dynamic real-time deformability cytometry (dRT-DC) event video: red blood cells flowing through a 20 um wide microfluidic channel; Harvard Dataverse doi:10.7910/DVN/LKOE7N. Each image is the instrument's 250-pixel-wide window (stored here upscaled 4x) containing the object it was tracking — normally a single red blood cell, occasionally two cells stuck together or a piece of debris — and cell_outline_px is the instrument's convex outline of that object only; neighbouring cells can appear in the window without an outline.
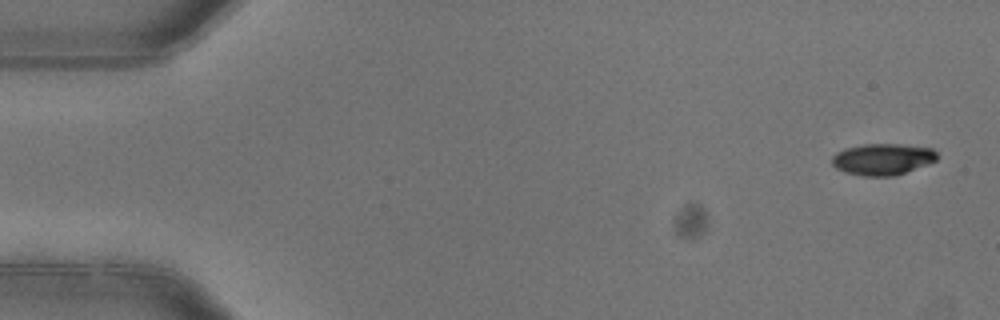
{"species": "common noctule bat (a hibernating species)", "species_latin": "Nyctalus noctula", "temperature_condition": "warm", "stored_images_in_passage": 5, "camera_frame_rate_fps": 3000, "um_per_image_px": 0.085, "animal": {"sex": "female"}, "frame": {"image": 1, "passage_image": 1, "time_ms": 0.0, "image_size_px": [1000, 320], "cell_outline_px": [[936, 160], [904, 172], [892, 176], [864, 176], [844, 172], [836, 168], [832, 164], [832, 156], [836, 152], [844, 148], [864, 144], [900, 144], [932, 148], [936, 152]], "centroid_in_image_um": [74.96, 13.52], "position_along_channel_um": 10.0, "area_um2": 19.07}}
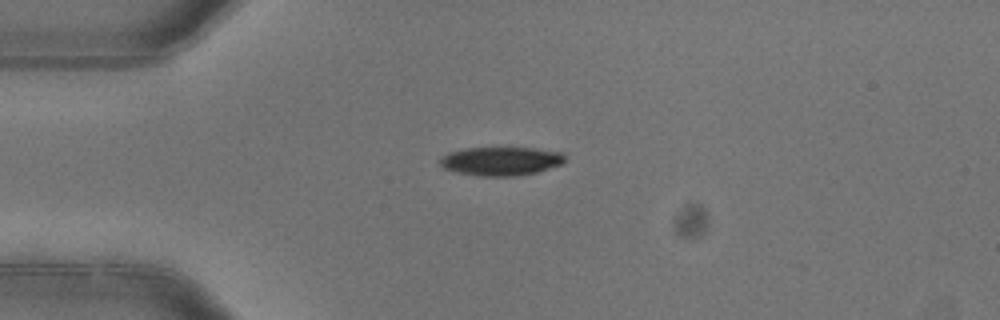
{"frame": {"image": 2, "passage_image": 4, "time_ms": 1.0, "image_size_px": [1000, 320], "cell_outline_px": [[564, 160], [560, 164], [536, 172], [512, 176], [480, 176], [460, 172], [444, 168], [440, 164], [440, 160], [448, 152], [468, 148], [532, 148], [564, 152]], "centroid_in_image_um": [42.59, 13.69], "position_along_channel_um": 42.4, "area_um2": 20.46}}